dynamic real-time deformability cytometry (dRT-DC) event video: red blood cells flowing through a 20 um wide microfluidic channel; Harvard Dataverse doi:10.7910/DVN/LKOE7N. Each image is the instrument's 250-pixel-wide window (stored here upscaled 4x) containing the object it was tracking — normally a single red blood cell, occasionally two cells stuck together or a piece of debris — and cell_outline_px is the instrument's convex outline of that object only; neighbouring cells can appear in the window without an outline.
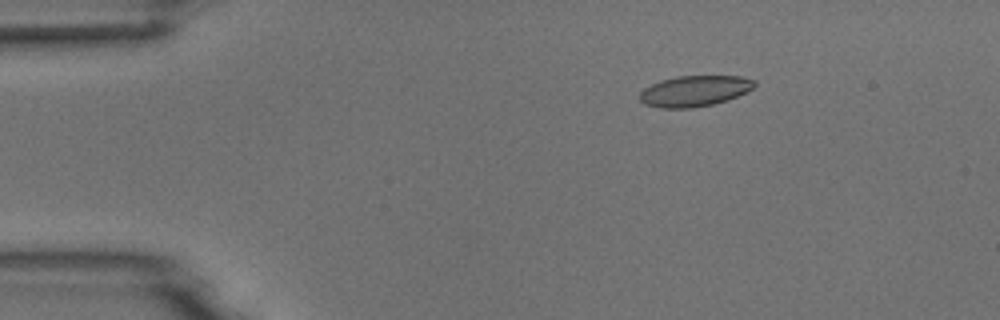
{"species": "common noctule bat (a hibernating species)", "species_latin": "Nyctalus noctula", "temperature_condition": "room temperature", "stored_images_in_passage": 6, "camera_frame_rate_fps": 3000, "um_per_image_px": 0.085, "animal": {"sex": "male", "body_mass_g": 18.8}, "frame": {"image": 1, "passage_image": 3, "time_ms": 2.333, "image_size_px": [1000, 320], "cell_outline_px": [[756, 84], [752, 88], [728, 100], [712, 104], [692, 108], [660, 108], [644, 104], [640, 100], [640, 92], [644, 88], [660, 80], [676, 76], [744, 76], [756, 80]], "centroid_in_image_um": [59.02, 7.73], "position_along_channel_um": 26.0, "area_um2": 20.63}}